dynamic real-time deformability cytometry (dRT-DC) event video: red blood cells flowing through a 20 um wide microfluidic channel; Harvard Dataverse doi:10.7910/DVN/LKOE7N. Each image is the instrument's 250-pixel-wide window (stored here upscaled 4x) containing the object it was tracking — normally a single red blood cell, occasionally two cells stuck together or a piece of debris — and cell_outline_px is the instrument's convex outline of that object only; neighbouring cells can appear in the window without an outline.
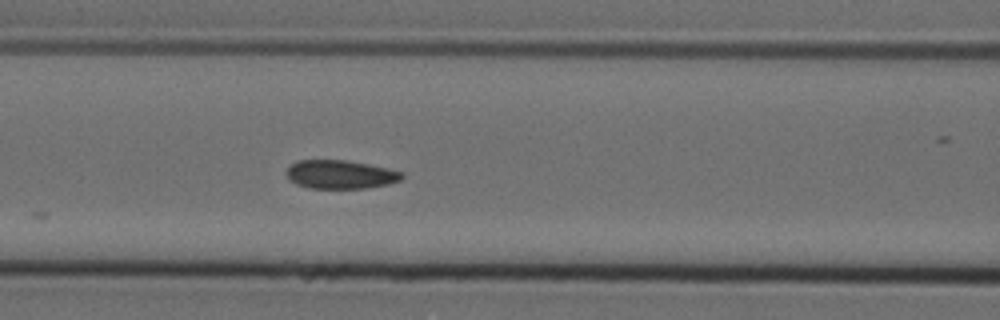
{"species": "Egyptian fruit bat (a non-hibernating species)", "species_latin": "Rousettus aegyptiacus", "temperature_condition": "cold", "stored_images_in_passage": 5, "camera_frame_rate_fps": 3000, "um_per_image_px": 0.085, "animal": {"sex": "female"}, "frame": {"image": 1, "passage_image": 4, "time_ms": 1.0, "image_size_px": [1000, 320], "cell_outline_px": [[404, 176], [400, 180], [388, 184], [364, 188], [308, 188], [296, 184], [284, 172], [296, 160], [344, 160], [368, 164], [388, 168], [404, 172]], "centroid_in_image_um": [28.94, 14.82], "position_along_channel_um": 137.7, "area_um2": 19.19}}